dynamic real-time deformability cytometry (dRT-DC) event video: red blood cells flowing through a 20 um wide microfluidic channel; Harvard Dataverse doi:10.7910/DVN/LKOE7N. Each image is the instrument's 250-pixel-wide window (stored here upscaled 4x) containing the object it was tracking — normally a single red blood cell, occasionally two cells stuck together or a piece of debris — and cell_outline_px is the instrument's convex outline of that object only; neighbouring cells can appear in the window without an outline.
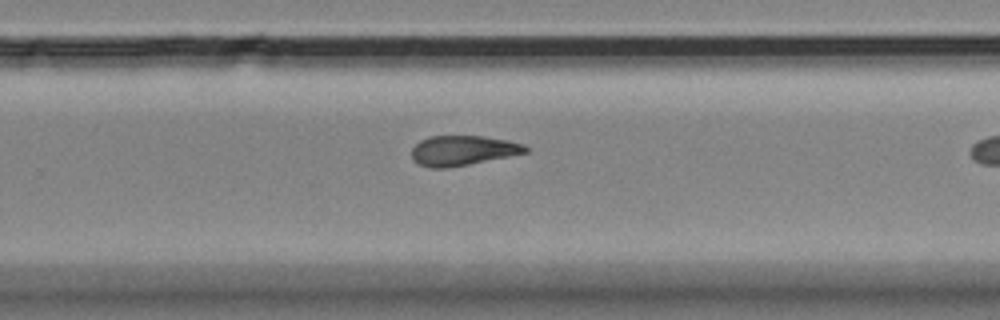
{"species": "Egyptian fruit bat (a non-hibernating species)", "species_latin": "Rousettus aegyptiacus", "temperature_condition": "room temperature", "stored_images_in_passage": 10, "segment_of_instrument_passage": [2, 2], "camera_frame_rate_fps": 3000, "um_per_image_px": 0.085, "animal": {"sex": "female"}, "frame": {"image": 1, "passage_image": 10, "time_ms": 11.0, "image_size_px": [1000, 320], "cell_outline_px": [[528, 152], [448, 168], [432, 168], [420, 164], [412, 160], [412, 148], [420, 140], [428, 136], [484, 136], [508, 140], [524, 144], [528, 148]], "centroid_in_image_um": [39.32, 12.78], "position_along_channel_um": 290.5, "area_um2": 19.77}}